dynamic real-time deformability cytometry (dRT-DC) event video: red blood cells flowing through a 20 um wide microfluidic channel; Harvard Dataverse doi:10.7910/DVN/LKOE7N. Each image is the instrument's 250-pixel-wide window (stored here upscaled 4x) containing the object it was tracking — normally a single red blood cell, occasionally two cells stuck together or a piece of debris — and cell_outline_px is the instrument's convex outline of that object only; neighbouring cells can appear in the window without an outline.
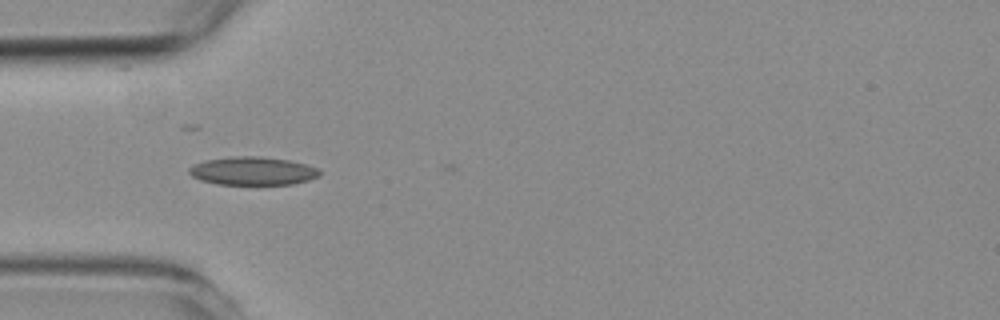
{"species": "common noctule bat (a hibernating species)", "species_latin": "Nyctalus noctula", "temperature_condition": "room temperature", "stored_images_in_passage": 8, "camera_frame_rate_fps": 3000, "um_per_image_px": 0.085, "animal": {"sex": "female", "body_mass_g": 19.3, "forearm_length_mm": 54.1}, "frame": {"image": 1, "passage_image": 2, "time_ms": 2.0, "image_size_px": [1000, 320], "cell_outline_px": [[320, 176], [308, 180], [292, 184], [216, 184], [200, 180], [192, 176], [188, 172], [188, 168], [204, 160], [232, 156], [256, 156], [288, 160], [320, 168]], "centroid_in_image_um": [21.47, 14.53], "position_along_channel_um": 63.5, "area_um2": 21.44}}
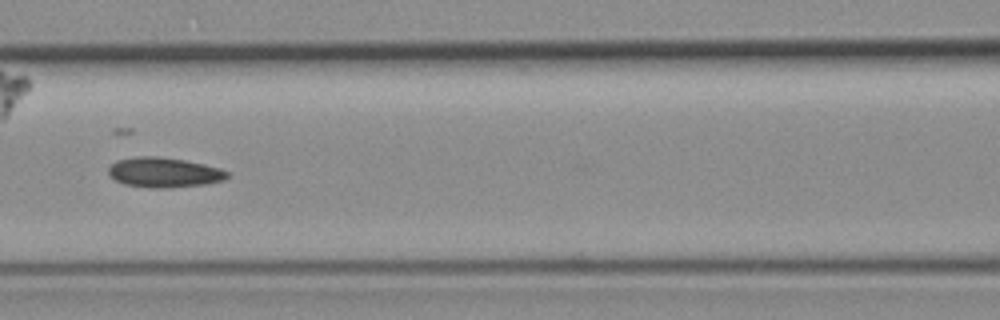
{"frame": {"image": 2, "passage_image": 4, "time_ms": 4.333, "image_size_px": [1000, 320], "cell_outline_px": [[228, 176], [224, 180], [204, 184], [164, 188], [152, 188], [124, 184], [116, 180], [108, 172], [108, 168], [116, 160], [136, 156], [156, 156], [184, 160], [204, 164], [220, 168], [228, 172]], "centroid_in_image_um": [13.93, 14.65], "position_along_channel_um": 152.7, "area_um2": 20.58}}
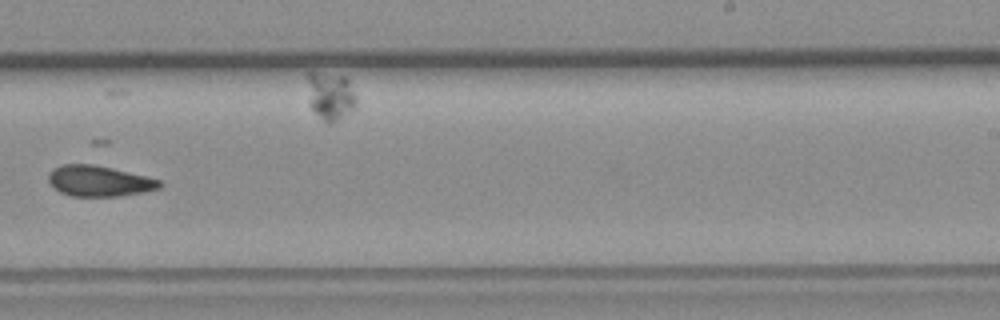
{"frame": {"image": 3, "passage_image": 7, "time_ms": 7.667, "image_size_px": [1000, 320], "cell_outline_px": [[164, 184], [160, 188], [144, 192], [116, 196], [72, 196], [60, 192], [48, 180], [48, 172], [52, 168], [60, 164], [92, 164], [112, 168], [160, 180]], "centroid_in_image_um": [8.41, 15.38], "position_along_channel_um": 280.6, "area_um2": 19.83}}